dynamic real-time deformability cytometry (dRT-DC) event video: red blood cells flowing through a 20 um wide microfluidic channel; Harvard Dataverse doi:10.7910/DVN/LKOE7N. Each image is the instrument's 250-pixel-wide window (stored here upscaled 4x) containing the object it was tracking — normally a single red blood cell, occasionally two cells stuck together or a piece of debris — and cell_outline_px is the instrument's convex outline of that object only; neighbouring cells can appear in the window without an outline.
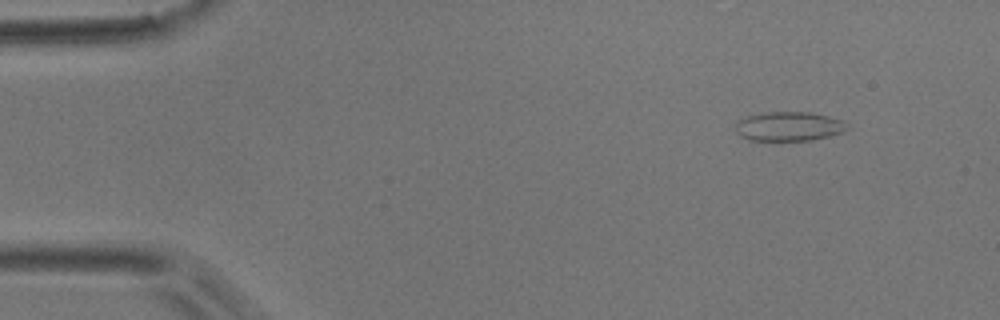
{"species": "common noctule bat (a hibernating species)", "species_latin": "Nyctalus noctula", "temperature_condition": "room temperature", "stored_images_in_passage": 54, "camera_frame_rate_fps": 3000, "um_per_image_px": 0.085, "animal": {"sex": "male", "body_mass_g": 17.9}, "frame": {"image": 1, "passage_image": 5, "time_ms": 1.333, "image_size_px": [1000, 320], "cell_outline_px": [[848, 128], [844, 132], [812, 140], [748, 140], [740, 136], [736, 132], [736, 120], [748, 116], [764, 112], [812, 112], [844, 120], [848, 124]], "centroid_in_image_um": [67.07, 10.73], "position_along_channel_um": 17.9, "area_um2": 19.19}}
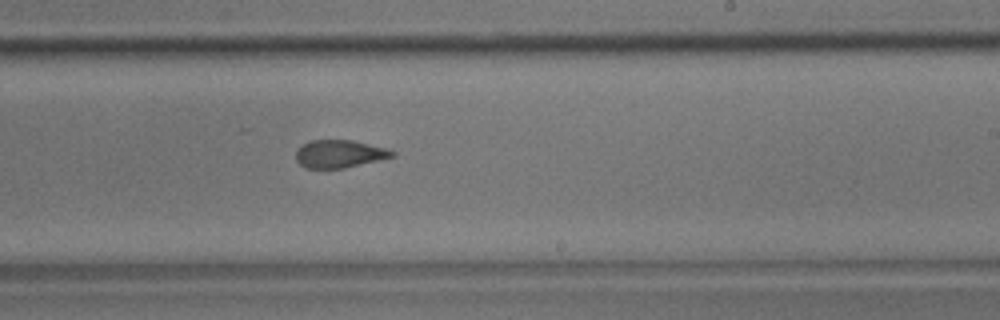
{"frame": {"image": 2, "passage_image": 32, "time_ms": 10.333, "image_size_px": [1000, 320], "cell_outline_px": [[396, 156], [344, 168], [304, 168], [296, 160], [296, 152], [308, 140], [352, 140], [384, 148], [396, 152]], "centroid_in_image_um": [28.85, 13.08], "position_along_channel_um": 260.2, "area_um2": 15.43}}
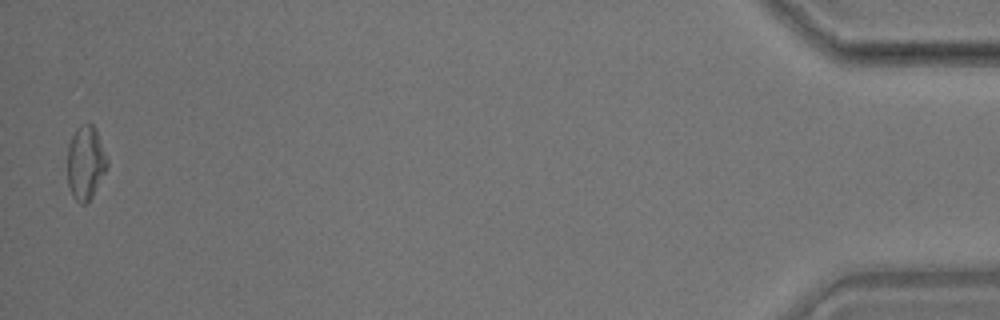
{"frame": {"image": 3, "passage_image": 53, "time_ms": 17.333, "image_size_px": [1000, 320], "cell_outline_px": [[108, 168], [92, 196], [84, 204], [80, 204], [72, 196], [68, 184], [68, 148], [72, 136], [76, 128], [80, 124], [92, 124], [96, 128], [108, 160]], "centroid_in_image_um": [7.29, 13.82], "position_along_channel_um": 427.9, "area_um2": 17.11}, "authors_computed_cell_mechanics": {"area_um2": 17.1666, "velocity_mm_per_s": 3.6851, "shape_relaxation_time_tau1_ms": null, "shape_relaxation_time_tau2_ms": 2.0149, "deformation_change_tau1": null, "deformation_change_tau2": 0.0817}}